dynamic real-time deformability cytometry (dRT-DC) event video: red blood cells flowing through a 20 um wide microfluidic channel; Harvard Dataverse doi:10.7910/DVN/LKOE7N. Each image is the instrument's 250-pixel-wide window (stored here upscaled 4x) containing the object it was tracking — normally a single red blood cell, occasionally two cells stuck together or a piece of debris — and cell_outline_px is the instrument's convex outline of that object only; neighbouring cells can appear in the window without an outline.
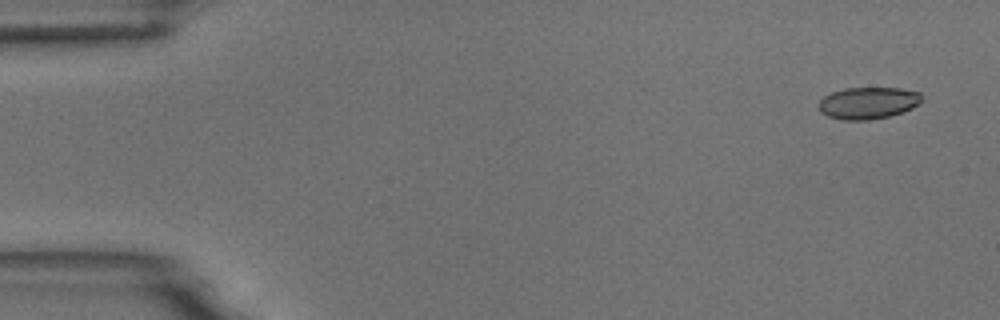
{"species": "common noctule bat (a hibernating species)", "species_latin": "Nyctalus noctula", "temperature_condition": "room temperature", "stored_images_in_passage": 6, "camera_frame_rate_fps": 3000, "um_per_image_px": 0.085, "animal": {"sex": "male", "body_mass_g": 18.8}, "frame": {"image": 1, "passage_image": 1, "time_ms": 0.0, "image_size_px": [1000, 320], "cell_outline_px": [[924, 96], [920, 104], [904, 112], [888, 116], [868, 120], [844, 120], [828, 116], [820, 112], [816, 104], [824, 96], [832, 92], [844, 88], [900, 88], [920, 92]], "centroid_in_image_um": [73.8, 8.75], "position_along_channel_um": 11.2, "area_um2": 19.42}}
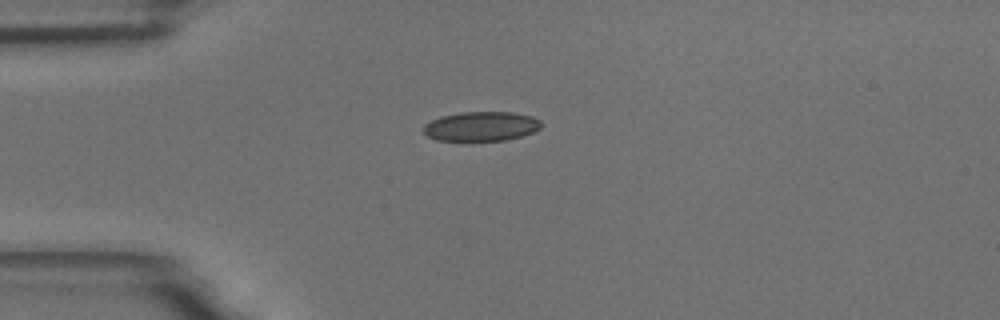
{"frame": {"image": 2, "passage_image": 4, "time_ms": 3.667, "image_size_px": [1000, 320], "cell_outline_px": [[540, 128], [532, 132], [520, 136], [504, 140], [436, 140], [428, 136], [420, 128], [424, 124], [440, 116], [460, 112], [512, 112], [532, 116], [540, 120]], "centroid_in_image_um": [40.86, 10.72], "position_along_channel_um": 44.1, "area_um2": 20.11}}